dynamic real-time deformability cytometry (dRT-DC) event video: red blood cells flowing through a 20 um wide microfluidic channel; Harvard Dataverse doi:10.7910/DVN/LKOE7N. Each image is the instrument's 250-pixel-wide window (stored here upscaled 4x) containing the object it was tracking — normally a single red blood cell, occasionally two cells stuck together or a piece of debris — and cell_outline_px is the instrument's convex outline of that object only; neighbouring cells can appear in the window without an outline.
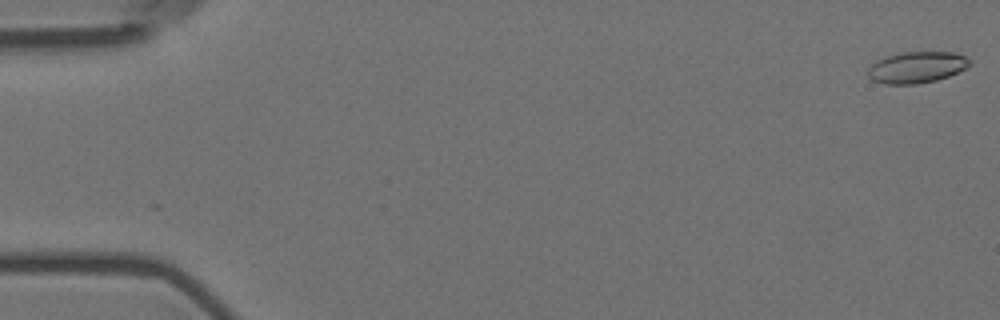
{"species": "Egyptian fruit bat (a non-hibernating species)", "species_latin": "Rousettus aegyptiacus", "temperature_condition": "room temperature", "stored_images_in_passage": 57, "camera_frame_rate_fps": 3000, "um_per_image_px": 0.085, "animal": {"sex": "female"}, "frame": {"image": 1, "passage_image": 1, "time_ms": 0.0, "image_size_px": [1000, 320], "cell_outline_px": [[972, 64], [948, 76], [936, 80], [916, 84], [884, 84], [872, 80], [868, 76], [868, 68], [876, 60], [900, 52], [956, 52], [972, 60]], "centroid_in_image_um": [77.91, 5.71], "position_along_channel_um": 7.1, "area_um2": 18.61}}
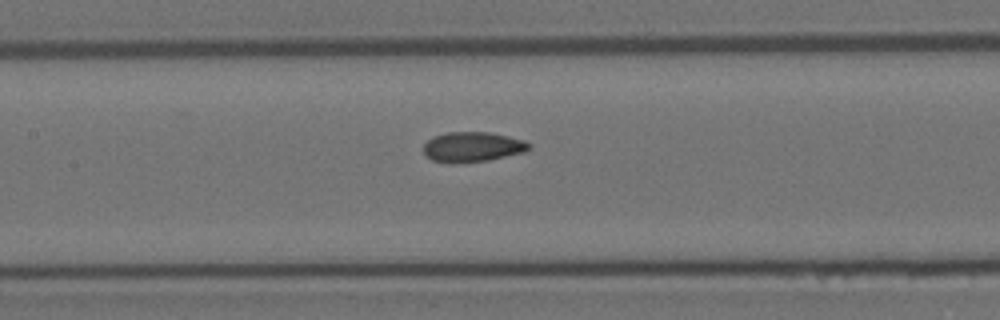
{"frame": {"image": 2, "passage_image": 27, "time_ms": 8.667, "image_size_px": [1000, 320], "cell_outline_px": [[532, 144], [524, 152], [488, 160], [432, 160], [424, 152], [424, 144], [432, 136], [448, 132], [492, 132], [524, 140]], "centroid_in_image_um": [40.21, 12.43], "position_along_channel_um": 167.2, "area_um2": 17.69}}
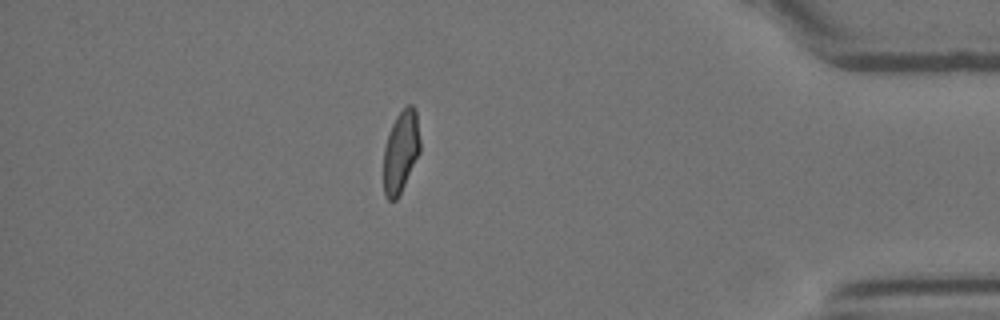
{"frame": {"image": 3, "passage_image": 50, "time_ms": 16.333, "image_size_px": [1000, 320], "cell_outline_px": [[420, 152], [396, 200], [388, 200], [384, 196], [384, 148], [388, 132], [396, 116], [408, 104], [412, 104], [416, 108], [420, 140]], "centroid_in_image_um": [34.07, 12.85], "position_along_channel_um": 401.1, "area_um2": 17.4}, "authors_computed_cell_mechanics": {"area_um2": 18.207, "velocity_mm_per_s": 3.5735, "shape_relaxation_time_tau1_ms": 6.33, "shape_relaxation_time_tau2_ms": 1.7075, "deformation_change_tau1": 0.1811, "deformation_change_tau2": 0.0731}}